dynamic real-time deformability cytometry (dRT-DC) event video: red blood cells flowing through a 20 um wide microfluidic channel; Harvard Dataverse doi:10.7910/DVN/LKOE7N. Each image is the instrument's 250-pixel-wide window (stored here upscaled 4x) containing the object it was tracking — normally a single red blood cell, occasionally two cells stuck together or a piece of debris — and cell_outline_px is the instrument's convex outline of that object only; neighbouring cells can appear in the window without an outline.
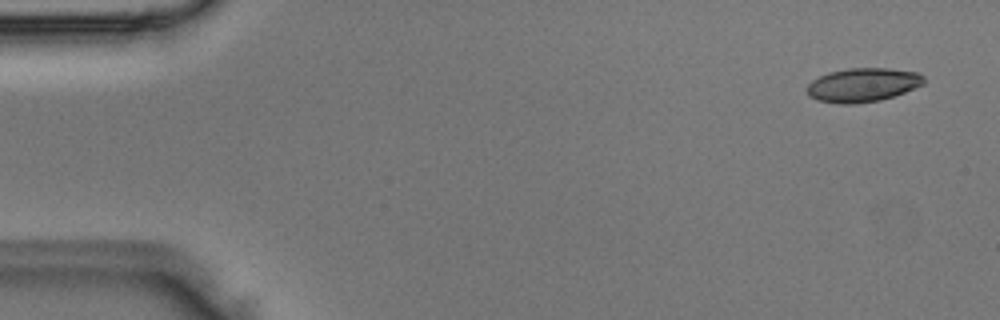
{"species": "Egyptian fruit bat (a non-hibernating species)", "species_latin": "Rousettus aegyptiacus", "temperature_condition": "room temperature", "stored_images_in_passage": 5, "camera_frame_rate_fps": 3000, "um_per_image_px": 0.085, "animal": {"sex": "male"}, "frame": {"image": 1, "passage_image": 1, "time_ms": 0.0, "image_size_px": [1000, 320], "cell_outline_px": [[924, 84], [904, 92], [880, 100], [852, 104], [840, 104], [816, 100], [808, 96], [808, 84], [812, 80], [828, 72], [848, 68], [888, 68], [916, 72], [924, 76]], "centroid_in_image_um": [73.31, 7.22], "position_along_channel_um": 11.7, "area_um2": 23.0}}